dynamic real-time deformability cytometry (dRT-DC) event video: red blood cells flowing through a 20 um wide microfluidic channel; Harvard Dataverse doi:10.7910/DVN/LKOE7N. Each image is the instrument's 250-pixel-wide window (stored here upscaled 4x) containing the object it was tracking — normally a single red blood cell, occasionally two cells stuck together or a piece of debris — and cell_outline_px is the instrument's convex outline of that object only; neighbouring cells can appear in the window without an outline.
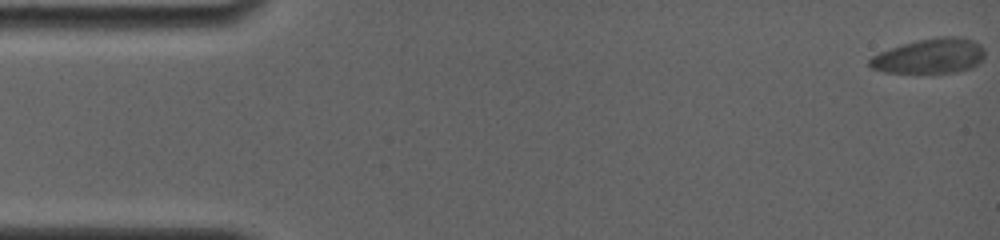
{"species": "common noctule bat (a hibernating species)", "species_latin": "Nyctalus noctula", "temperature_condition": "room temperature", "stored_images_in_passage": 9, "camera_frame_rate_fps": 4000, "um_per_image_px": 0.085, "animal": {"sex": "female", "body_mass_g": 19.0, "forearm_length_mm": 56.7}, "frame": {"image": 1, "passage_image": 1, "time_ms": 0.0, "image_size_px": [1000, 240], "cell_outline_px": [[984, 56], [976, 64], [968, 68], [956, 72], [884, 72], [872, 68], [868, 64], [868, 60], [872, 56], [880, 52], [916, 40], [940, 36], [964, 36], [980, 44], [984, 48]], "centroid_in_image_um": [79.04, 4.74], "position_along_channel_um": 6.0, "area_um2": 23.24}}
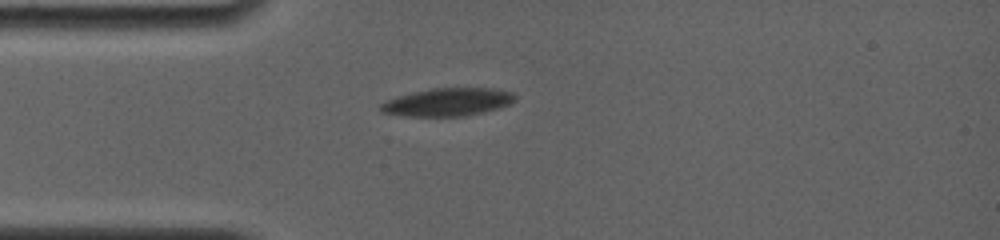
{"frame": {"image": 2, "passage_image": 6, "time_ms": 5.0, "image_size_px": [1000, 240], "cell_outline_px": [[516, 100], [508, 104], [484, 112], [464, 116], [408, 116], [380, 112], [380, 104], [396, 96], [432, 88], [492, 88], [512, 92], [516, 96]], "centroid_in_image_um": [38.05, 8.67], "position_along_channel_um": 47.0, "area_um2": 21.73}}
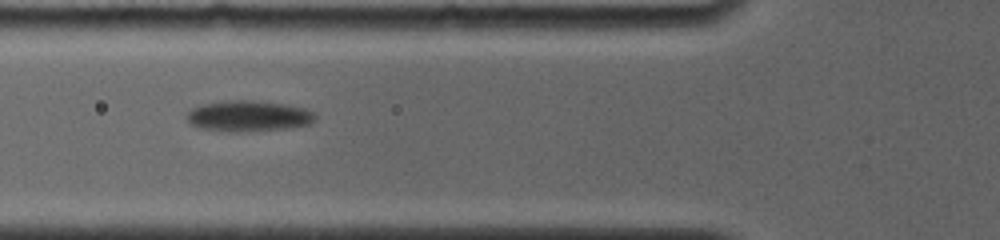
{"frame": {"image": 3, "passage_image": 8, "time_ms": 7.0, "image_size_px": [1000, 240], "cell_outline_px": [[316, 116], [308, 124], [292, 128], [244, 132], [232, 132], [196, 128], [184, 116], [192, 108], [200, 104], [232, 100], [252, 100], [284, 104], [304, 108], [312, 112]], "centroid_in_image_um": [21.06, 9.87], "position_along_channel_um": 104.7, "area_um2": 23.24}}